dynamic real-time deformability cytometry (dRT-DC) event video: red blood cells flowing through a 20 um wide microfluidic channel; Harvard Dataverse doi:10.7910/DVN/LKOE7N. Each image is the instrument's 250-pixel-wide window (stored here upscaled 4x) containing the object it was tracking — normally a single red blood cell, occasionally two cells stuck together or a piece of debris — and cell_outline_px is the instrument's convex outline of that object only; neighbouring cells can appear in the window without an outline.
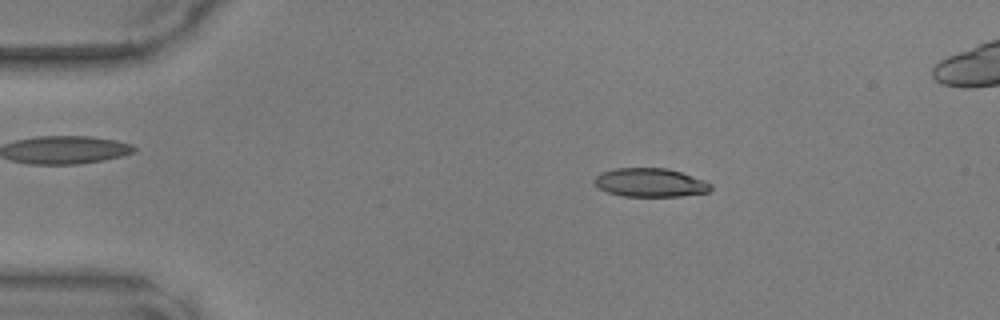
{"species": "common noctule bat (a hibernating species)", "species_latin": "Nyctalus noctula", "temperature_condition": "warm", "stored_images_in_passage": 13, "camera_frame_rate_fps": 3000, "um_per_image_px": 0.085, "animal": {"sex": "male", "body_mass_g": 17.9, "forearm_length_mm": 54.2}, "frame": {"image": 1, "passage_image": 6, "time_ms": 1.667, "image_size_px": [1000, 320], "cell_outline_px": [[712, 188], [708, 192], [680, 196], [624, 196], [608, 192], [600, 188], [592, 180], [600, 172], [616, 168], [668, 168], [704, 180], [712, 184]], "centroid_in_image_um": [55.27, 15.51], "position_along_channel_um": 29.7, "area_um2": 19.36}}